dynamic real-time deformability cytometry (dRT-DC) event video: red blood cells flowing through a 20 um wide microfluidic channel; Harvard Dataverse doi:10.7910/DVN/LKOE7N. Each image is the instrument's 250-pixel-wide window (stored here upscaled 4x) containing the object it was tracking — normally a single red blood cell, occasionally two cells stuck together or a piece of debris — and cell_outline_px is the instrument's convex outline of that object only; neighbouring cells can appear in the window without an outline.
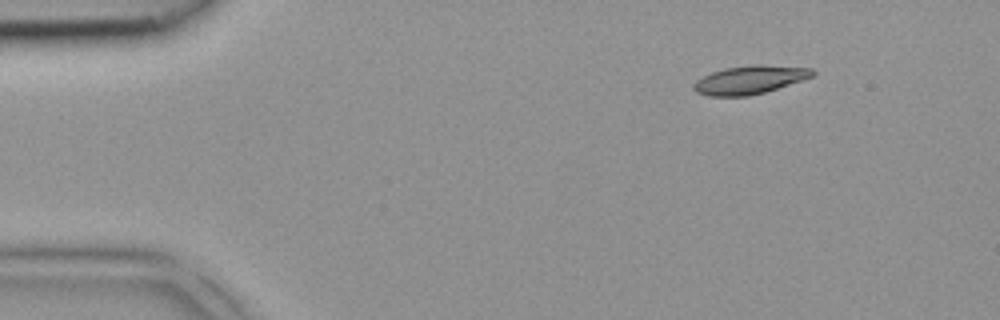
{"species": "common noctule bat (a hibernating species)", "species_latin": "Nyctalus noctula", "temperature_condition": "room temperature", "stored_images_in_passage": 3, "camera_frame_rate_fps": 3000, "um_per_image_px": 0.085, "animal": {"sex": "female", "body_mass_g": 18.4}, "frame": {"image": 1, "passage_image": 1, "time_ms": 0.0, "image_size_px": [1000, 320], "cell_outline_px": [[816, 72], [812, 76], [764, 92], [748, 96], [708, 96], [696, 92], [692, 88], [696, 80], [712, 72], [724, 68], [752, 64], [756, 64], [812, 68]], "centroid_in_image_um": [63.68, 6.78], "position_along_channel_um": 21.3, "area_um2": 19.42}}